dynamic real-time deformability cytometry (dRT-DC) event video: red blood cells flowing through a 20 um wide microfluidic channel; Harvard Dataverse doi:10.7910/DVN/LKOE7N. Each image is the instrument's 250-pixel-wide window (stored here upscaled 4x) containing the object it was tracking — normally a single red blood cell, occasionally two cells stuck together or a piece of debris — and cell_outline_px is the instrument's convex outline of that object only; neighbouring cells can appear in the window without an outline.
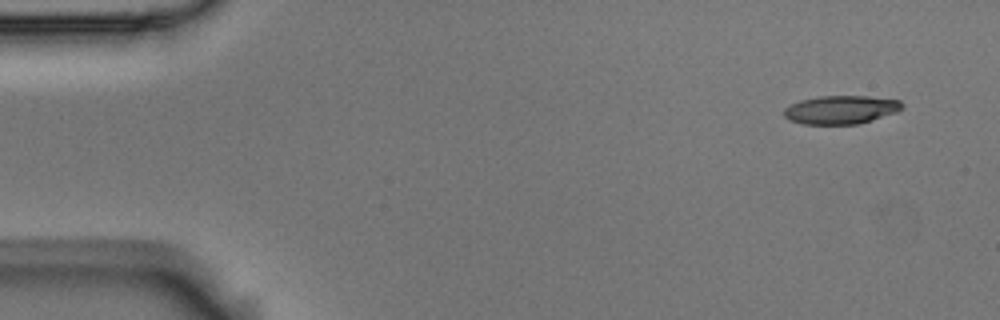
{"species": "Egyptian fruit bat (a non-hibernating species)", "species_latin": "Rousettus aegyptiacus", "temperature_condition": "room temperature", "stored_images_in_passage": 5, "camera_frame_rate_fps": 3000, "um_per_image_px": 0.085, "animal": {"sex": "male"}, "frame": {"image": 1, "passage_image": 1, "time_ms": 0.0, "image_size_px": [1000, 320], "cell_outline_px": [[904, 108], [896, 112], [860, 124], [804, 124], [788, 120], [784, 116], [784, 108], [800, 100], [820, 96], [868, 96], [900, 100], [904, 104]], "centroid_in_image_um": [71.49, 9.33], "position_along_channel_um": 13.5, "area_um2": 19.65}}
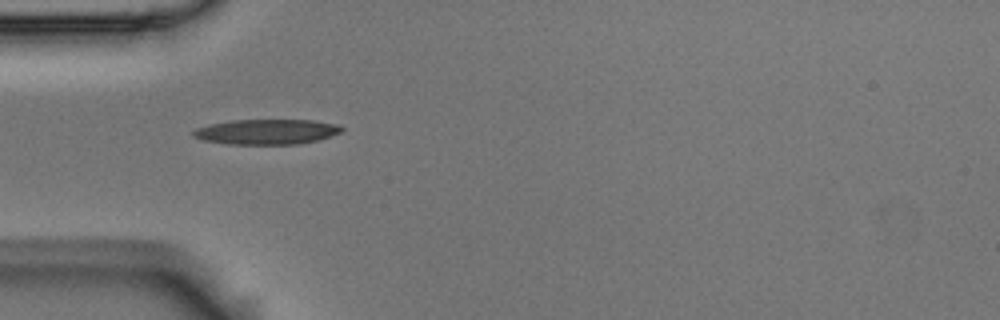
{"frame": {"image": 2, "passage_image": 4, "time_ms": 1.0, "image_size_px": [1000, 320], "cell_outline_px": [[344, 128], [340, 132], [316, 140], [300, 144], [228, 144], [204, 140], [192, 136], [192, 132], [196, 128], [212, 124], [232, 120], [312, 120], [340, 124]], "centroid_in_image_um": [22.67, 11.2], "position_along_channel_um": 62.3, "area_um2": 21.62}}
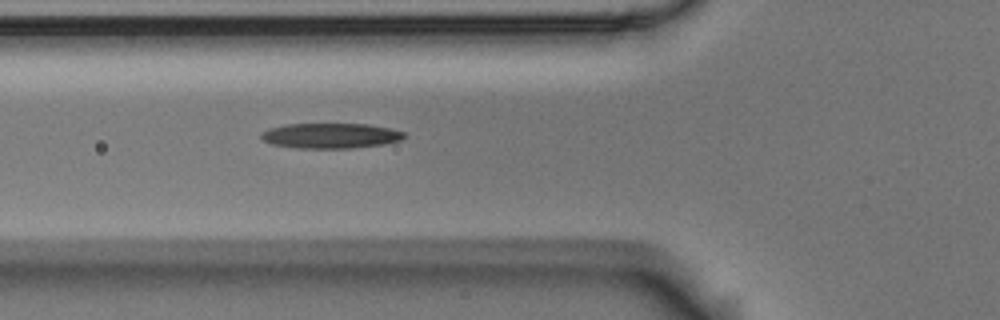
{"frame": {"image": 3, "passage_image": 5, "time_ms": 1.333, "image_size_px": [1000, 320], "cell_outline_px": [[408, 136], [400, 140], [384, 144], [352, 148], [296, 148], [272, 144], [264, 140], [260, 136], [260, 132], [268, 128], [284, 124], [368, 124], [388, 128], [404, 132]], "centroid_in_image_um": [28.08, 11.53], "position_along_channel_um": 97.7, "area_um2": 21.1}}